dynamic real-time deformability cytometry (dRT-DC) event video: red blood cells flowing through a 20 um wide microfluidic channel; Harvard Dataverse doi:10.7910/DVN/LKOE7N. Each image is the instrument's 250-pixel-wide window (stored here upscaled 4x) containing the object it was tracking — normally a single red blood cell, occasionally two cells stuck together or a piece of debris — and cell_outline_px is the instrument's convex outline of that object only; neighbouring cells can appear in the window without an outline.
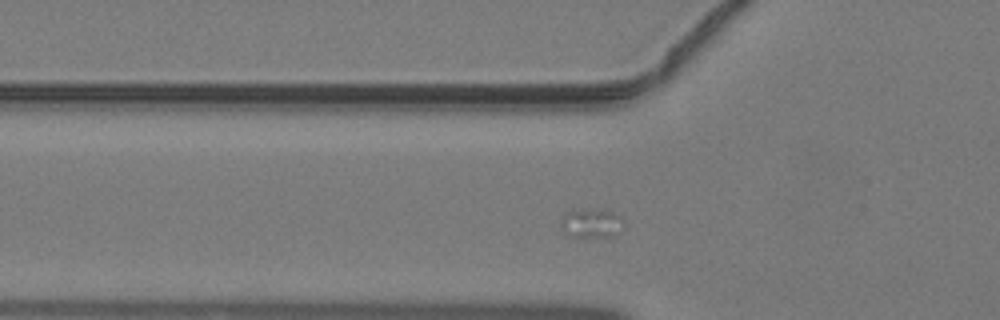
{"species": "common noctule bat (a hibernating species)", "species_latin": "Nyctalus noctula", "temperature_condition": "warm", "stored_images_in_passage": 7, "camera_frame_rate_fps": 3000, "um_per_image_px": 0.085, "animal": {"sex": "male", "body_mass_g": 19.2, "forearm_length_mm": 51.8}, "frame": {"image": 1, "passage_image": 2, "time_ms": 0.333, "image_size_px": [1000, 320], "cell_outline_px": [[624, 224], [608, 236], [568, 236], [560, 224], [560, 216], [564, 212], [572, 208], [616, 212], [620, 216]], "centroid_in_image_um": [50.15, 18.92], "position_along_channel_um": 75.7, "area_um2": 10.46}}